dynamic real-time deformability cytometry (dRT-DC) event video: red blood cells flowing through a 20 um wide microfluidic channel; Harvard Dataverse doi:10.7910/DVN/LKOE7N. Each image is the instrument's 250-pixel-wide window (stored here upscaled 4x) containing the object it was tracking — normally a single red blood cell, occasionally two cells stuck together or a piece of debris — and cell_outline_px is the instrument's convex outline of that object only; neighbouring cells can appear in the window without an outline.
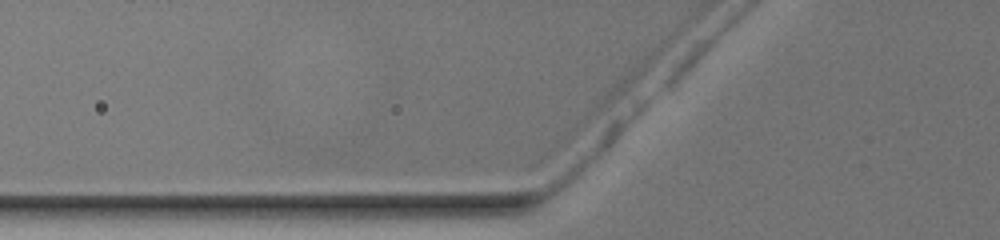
{"species": "common noctule bat (a hibernating species)", "species_latin": "Nyctalus noctula", "temperature_condition": "warm", "stored_images_in_passage": 3, "camera_frame_rate_fps": 3000, "um_per_image_px": 0.085, "animal": {"sex": "female", "body_mass_g": 19.5, "forearm_length_mm": 54.1}, "frame": {"image": 1, "passage_image": 2, "time_ms": 0.333, "image_size_px": [1000, 240], "cell_outline_px": [[624, 124], [620, 132], [568, 184], [560, 188], [552, 188], [552, 172], [612, 120], [616, 120]], "centroid_in_image_um": [49.73, 13.16], "position_along_channel_um": 76.1, "area_um2": 10.87}}